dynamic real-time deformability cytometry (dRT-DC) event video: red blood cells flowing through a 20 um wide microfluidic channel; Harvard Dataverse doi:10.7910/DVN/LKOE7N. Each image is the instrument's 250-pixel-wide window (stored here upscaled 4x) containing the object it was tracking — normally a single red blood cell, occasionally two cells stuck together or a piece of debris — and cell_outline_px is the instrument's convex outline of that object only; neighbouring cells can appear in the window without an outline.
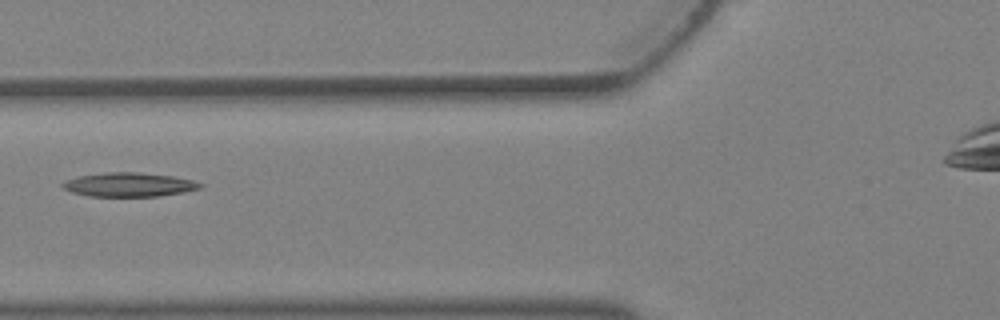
{"species": "Egyptian fruit bat (a non-hibernating species)", "species_latin": "Rousettus aegyptiacus", "temperature_condition": "warm", "stored_images_in_passage": 4, "camera_frame_rate_fps": 3000, "um_per_image_px": 0.085, "animal": {"sex": "female"}, "frame": {"image": 1, "passage_image": 4, "time_ms": 1.0, "image_size_px": [1000, 320], "cell_outline_px": [[204, 184], [200, 188], [184, 192], [160, 196], [88, 196], [72, 192], [64, 188], [60, 184], [64, 180], [80, 176], [108, 172], [136, 172], [172, 176], [192, 180]], "centroid_in_image_um": [10.96, 15.69], "position_along_channel_um": 114.8, "area_um2": 19.13}}